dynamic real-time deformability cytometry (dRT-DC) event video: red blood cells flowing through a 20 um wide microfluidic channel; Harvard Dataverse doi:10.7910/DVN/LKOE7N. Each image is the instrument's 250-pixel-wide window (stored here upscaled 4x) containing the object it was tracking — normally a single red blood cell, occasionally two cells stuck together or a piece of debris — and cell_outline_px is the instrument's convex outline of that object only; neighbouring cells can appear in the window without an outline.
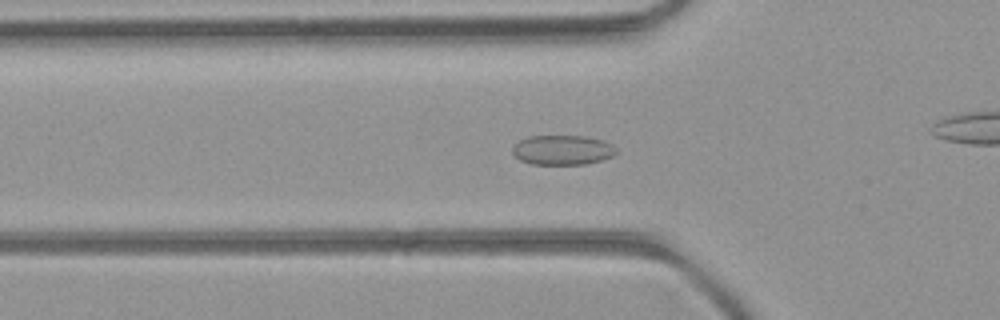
{"species": "common noctule bat (a hibernating species)", "species_latin": "Nyctalus noctula", "temperature_condition": "room temperature", "stored_images_in_passage": 50, "camera_frame_rate_fps": 3000, "um_per_image_px": 0.085, "animal": {"sex": "female", "body_mass_g": 21.9}, "frame": {"image": 1, "passage_image": 16, "time_ms": 5.0, "image_size_px": [1000, 320], "cell_outline_px": [[616, 152], [612, 156], [604, 160], [584, 164], [532, 164], [520, 160], [512, 152], [512, 144], [528, 136], [584, 136], [604, 140], [612, 144], [616, 148]], "centroid_in_image_um": [47.81, 12.74], "position_along_channel_um": 78.0, "area_um2": 18.09}}
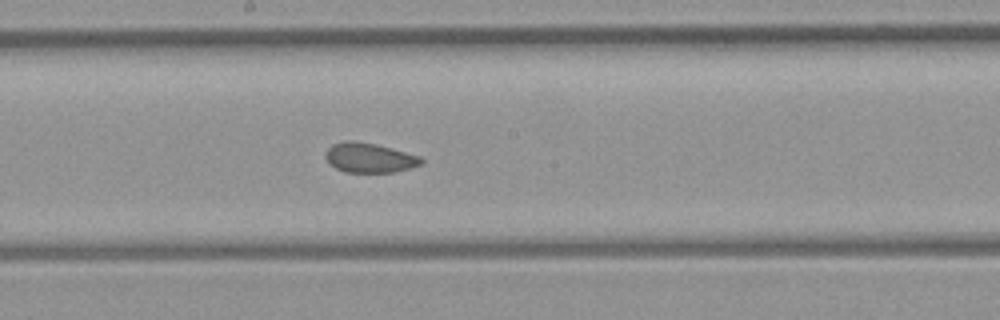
{"frame": {"image": 2, "passage_image": 26, "time_ms": 8.333, "image_size_px": [1000, 320], "cell_outline_px": [[424, 160], [420, 164], [412, 168], [396, 172], [344, 172], [336, 168], [324, 156], [324, 152], [332, 144], [348, 140], [352, 140], [376, 144], [420, 156]], "centroid_in_image_um": [31.4, 13.41], "position_along_channel_um": 216.8, "area_um2": 16.53}}
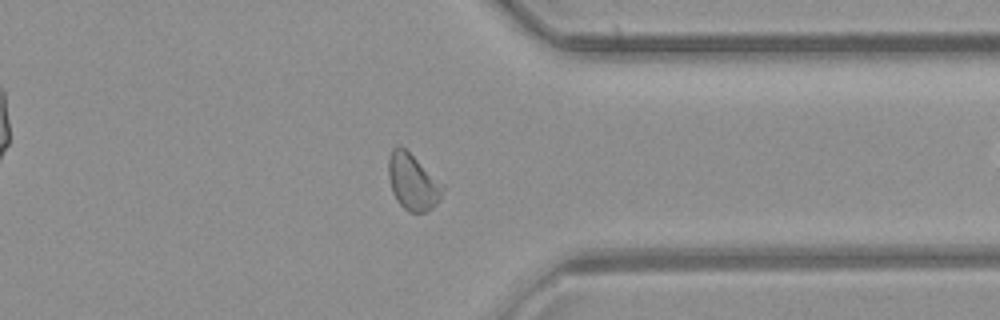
{"frame": {"image": 3, "passage_image": 38, "time_ms": 12.333, "image_size_px": [1000, 320], "cell_outline_px": [[444, 188], [440, 200], [432, 208], [424, 212], [408, 212], [396, 200], [392, 192], [388, 176], [388, 160], [392, 148], [400, 144], [444, 184]], "centroid_in_image_um": [35.08, 15.46], "position_along_channel_um": 376.3, "area_um2": 17.86}, "authors_computed_cell_mechanics": {"area_um2": 17.9469, "velocity_mm_per_s": 4.1452, "shape_relaxation_time_tau1_ms": null, "shape_relaxation_time_tau2_ms": 1.7986, "deformation_change_tau1": null, "deformation_change_tau2": 0.0627}}